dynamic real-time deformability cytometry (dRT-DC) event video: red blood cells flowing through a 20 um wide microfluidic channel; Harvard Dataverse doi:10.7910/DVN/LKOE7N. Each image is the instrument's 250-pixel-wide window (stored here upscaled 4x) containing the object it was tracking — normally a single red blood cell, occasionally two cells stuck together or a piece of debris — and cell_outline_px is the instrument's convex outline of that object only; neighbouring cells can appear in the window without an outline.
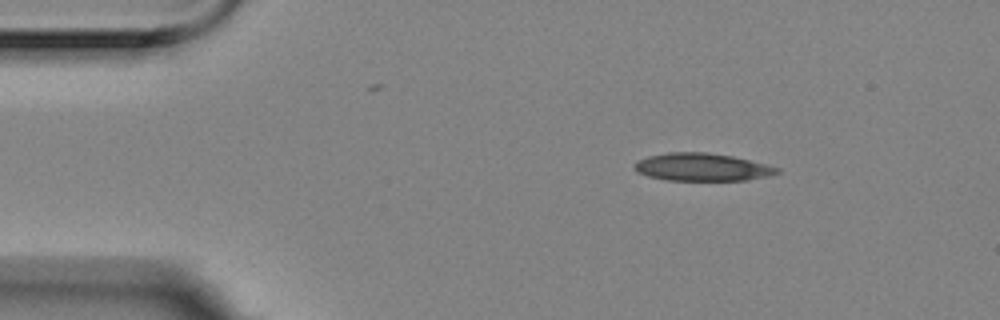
{"species": "Egyptian fruit bat (a non-hibernating species)", "species_latin": "Rousettus aegyptiacus", "temperature_condition": "room temperature", "stored_images_in_passage": 3, "camera_frame_rate_fps": 3000, "um_per_image_px": 0.085, "animal": {"sex": "female"}, "frame": {"image": 1, "passage_image": 1, "time_ms": 0.0, "image_size_px": [1000, 320], "cell_outline_px": [[780, 172], [768, 176], [748, 180], [664, 180], [648, 176], [636, 172], [632, 164], [636, 160], [648, 156], [668, 152], [708, 152], [732, 156], [768, 164], [780, 168]], "centroid_in_image_um": [59.65, 14.2], "position_along_channel_um": 25.3, "area_um2": 23.29}}